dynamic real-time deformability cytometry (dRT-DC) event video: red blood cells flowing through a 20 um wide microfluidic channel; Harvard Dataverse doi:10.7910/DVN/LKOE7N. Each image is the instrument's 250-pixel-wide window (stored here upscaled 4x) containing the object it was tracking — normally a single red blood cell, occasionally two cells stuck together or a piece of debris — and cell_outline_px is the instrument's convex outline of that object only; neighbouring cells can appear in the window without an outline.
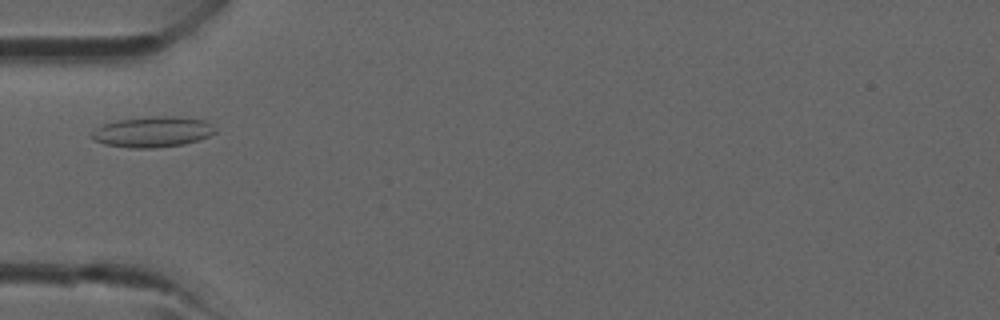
{"species": "common noctule bat (a hibernating species)", "species_latin": "Nyctalus noctula", "temperature_condition": "room temperature", "stored_images_in_passage": 3, "camera_frame_rate_fps": 3000, "um_per_image_px": 0.085, "animal": {"sex": "male", "forearm_length_mm": 52.5}, "frame": {"image": 1, "passage_image": 3, "time_ms": 2.333, "image_size_px": [1000, 320], "cell_outline_px": [[216, 132], [208, 136], [184, 144], [152, 148], [132, 148], [104, 144], [92, 140], [92, 132], [96, 128], [104, 124], [116, 120], [152, 116], [172, 116], [204, 120], [212, 124], [216, 128]], "centroid_in_image_um": [12.96, 11.2], "position_along_channel_um": 72.0, "area_um2": 21.96}}